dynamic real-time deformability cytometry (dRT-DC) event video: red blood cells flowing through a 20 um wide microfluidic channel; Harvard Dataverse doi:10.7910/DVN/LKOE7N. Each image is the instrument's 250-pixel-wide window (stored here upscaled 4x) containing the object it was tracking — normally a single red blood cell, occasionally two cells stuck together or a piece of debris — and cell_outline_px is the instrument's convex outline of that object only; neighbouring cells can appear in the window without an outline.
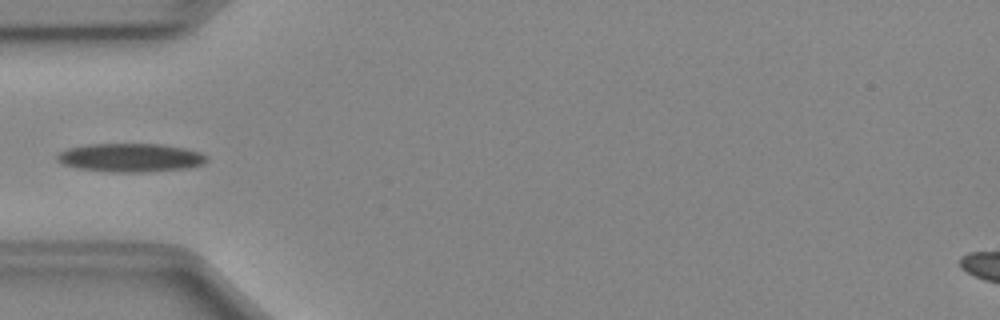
{"species": "Egyptian fruit bat (a non-hibernating species)", "species_latin": "Rousettus aegyptiacus", "temperature_condition": "cold", "stored_images_in_passage": 35, "camera_frame_rate_fps": 3000, "um_per_image_px": 0.085, "animal": {"sex": "female"}, "frame": {"image": 1, "passage_image": 1, "time_ms": 0.0, "image_size_px": [1000, 320], "cell_outline_px": [[208, 160], [204, 164], [188, 168], [144, 172], [108, 172], [76, 168], [60, 164], [56, 160], [56, 156], [60, 152], [68, 148], [88, 144], [160, 144], [184, 148], [200, 152], [208, 156]], "centroid_in_image_um": [11.08, 13.41], "position_along_channel_um": 73.9, "area_um2": 25.14}}
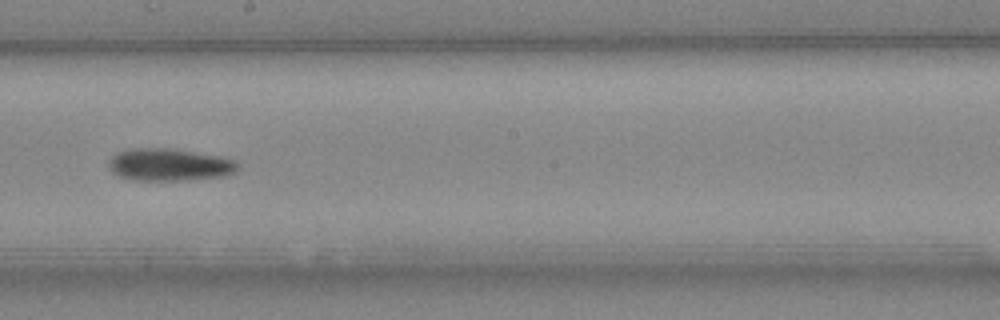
{"frame": {"image": 2, "passage_image": 13, "time_ms": 4.0, "image_size_px": [1000, 320], "cell_outline_px": [[240, 168], [236, 172], [224, 176], [192, 180], [132, 180], [120, 176], [112, 172], [108, 168], [108, 160], [116, 152], [128, 148], [168, 148], [220, 156], [236, 160], [240, 164]], "centroid_in_image_um": [14.4, 14.0], "position_along_channel_um": 233.8, "area_um2": 24.74}}
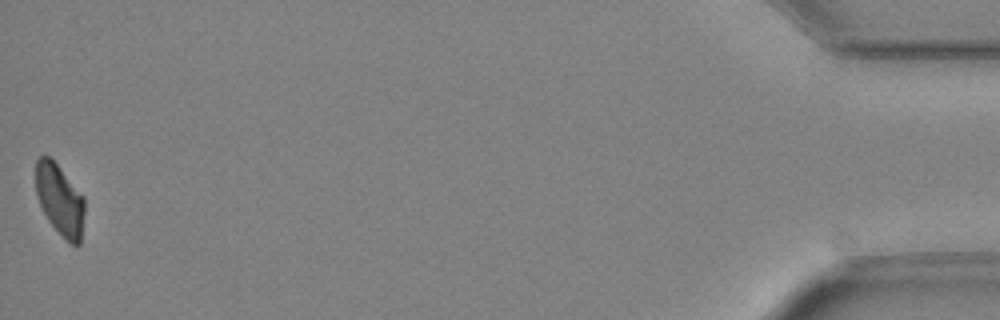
{"frame": {"image": 3, "passage_image": 35, "time_ms": 11.333, "image_size_px": [1000, 320], "cell_outline_px": [[84, 212], [80, 244], [76, 248], [48, 220], [40, 204], [36, 192], [36, 160], [40, 156], [48, 156], [56, 164], [84, 196]], "centroid_in_image_um": [5.09, 16.98], "position_along_channel_um": 430.1, "area_um2": 19.77}}